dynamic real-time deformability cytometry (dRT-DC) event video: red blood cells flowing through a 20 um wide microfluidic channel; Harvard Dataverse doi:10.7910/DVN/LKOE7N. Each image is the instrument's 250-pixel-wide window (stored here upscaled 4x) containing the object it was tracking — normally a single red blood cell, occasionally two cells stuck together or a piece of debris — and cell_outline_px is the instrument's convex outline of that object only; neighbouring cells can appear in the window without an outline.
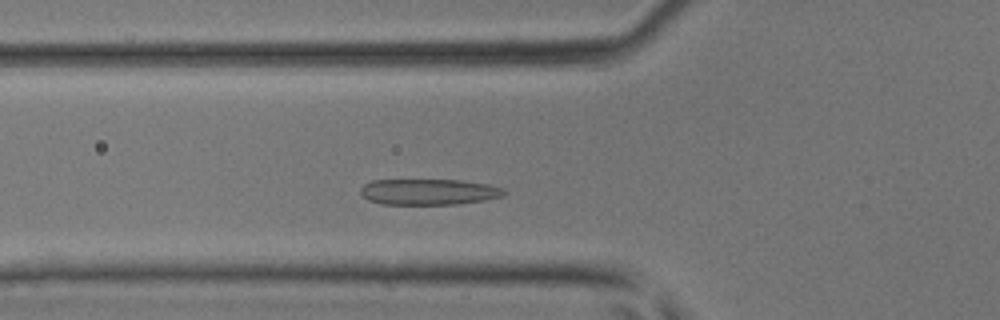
{"species": "common noctule bat (a hibernating species)", "species_latin": "Nyctalus noctula", "temperature_condition": "room temperature", "stored_images_in_passage": 39, "camera_frame_rate_fps": 3000, "um_per_image_px": 0.085, "animal": {"sex": "male", "body_mass_g": 17.9, "forearm_length_mm": 54.2}, "frame": {"image": 1, "passage_image": 9, "time_ms": 2.667, "image_size_px": [1000, 320], "cell_outline_px": [[508, 192], [504, 196], [484, 200], [456, 204], [380, 204], [368, 200], [360, 192], [360, 188], [364, 184], [372, 180], [464, 180], [488, 184], [500, 188]], "centroid_in_image_um": [36.44, 16.3], "position_along_channel_um": 89.4, "area_um2": 21.73}}
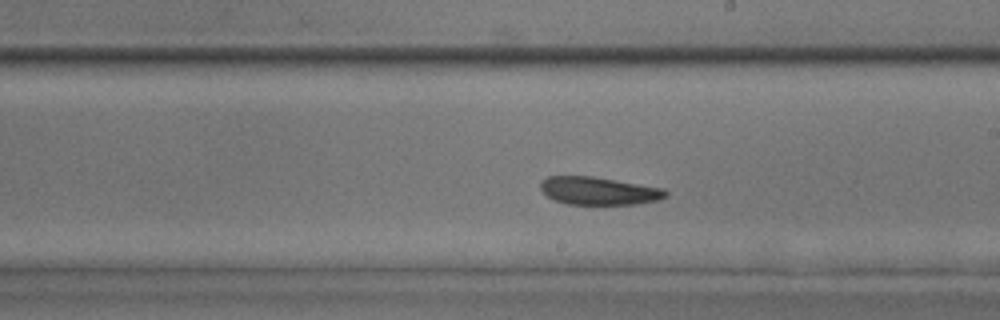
{"frame": {"image": 2, "passage_image": 19, "time_ms": 6.0, "image_size_px": [1000, 320], "cell_outline_px": [[668, 196], [656, 200], [636, 204], [568, 204], [556, 200], [548, 196], [540, 188], [540, 184], [548, 176], [592, 176], [664, 188], [668, 192]], "centroid_in_image_um": [50.92, 16.22], "position_along_channel_um": 238.1, "area_um2": 20.11}}
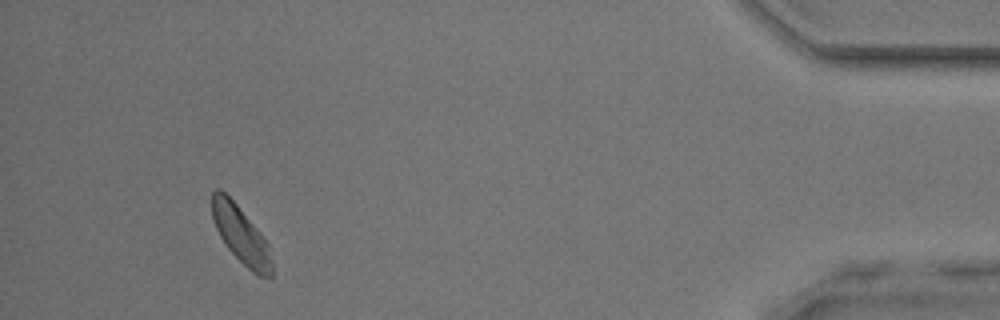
{"frame": {"image": 3, "passage_image": 35, "time_ms": 11.333, "image_size_px": [1000, 320], "cell_outline_px": [[272, 276], [256, 276], [228, 248], [220, 236], [216, 228], [212, 216], [212, 192], [216, 188], [220, 188], [236, 204], [260, 232], [268, 244], [272, 264]], "centroid_in_image_um": [20.47, 19.95], "position_along_channel_um": 414.7, "area_um2": 19.54}}